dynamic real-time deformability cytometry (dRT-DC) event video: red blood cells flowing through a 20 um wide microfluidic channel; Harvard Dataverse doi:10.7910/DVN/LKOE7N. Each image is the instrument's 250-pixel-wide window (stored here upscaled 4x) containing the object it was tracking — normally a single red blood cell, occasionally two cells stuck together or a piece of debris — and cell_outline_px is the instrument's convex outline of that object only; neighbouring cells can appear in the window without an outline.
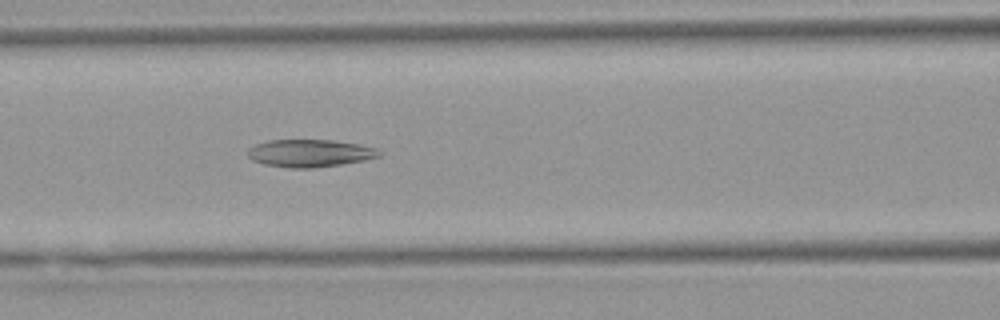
{"species": "Egyptian fruit bat (a non-hibernating species)", "species_latin": "Rousettus aegyptiacus", "temperature_condition": "warm", "stored_images_in_passage": 52, "camera_frame_rate_fps": 3000, "um_per_image_px": 0.085, "animal": {"sex": "female"}, "frame": {"image": 1, "passage_image": 22, "time_ms": 7.0, "image_size_px": [1000, 320], "cell_outline_px": [[384, 152], [380, 156], [364, 160], [340, 164], [312, 168], [292, 168], [264, 164], [252, 160], [248, 156], [248, 148], [256, 144], [268, 140], [332, 140], [360, 144], [376, 148]], "centroid_in_image_um": [26.35, 13.01], "position_along_channel_um": 140.2, "area_um2": 21.1}}
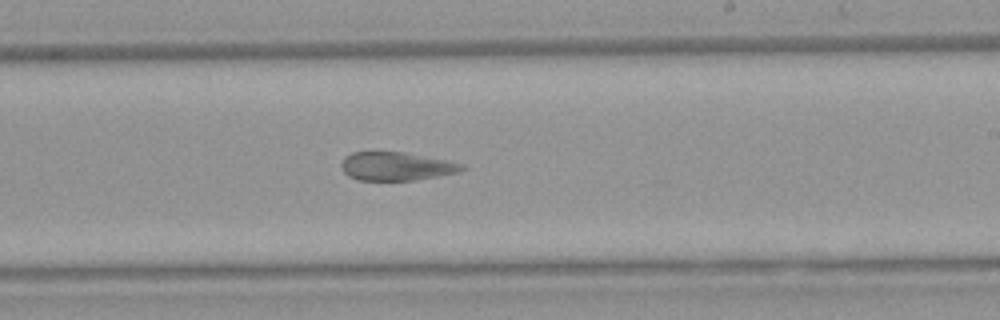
{"frame": {"image": 2, "passage_image": 31, "time_ms": 10.0, "image_size_px": [1000, 320], "cell_outline_px": [[468, 168], [456, 172], [416, 180], [356, 180], [348, 176], [344, 172], [340, 164], [344, 156], [352, 152], [404, 152], [464, 164]], "centroid_in_image_um": [33.63, 14.13], "position_along_channel_um": 255.4, "area_um2": 19.88}}
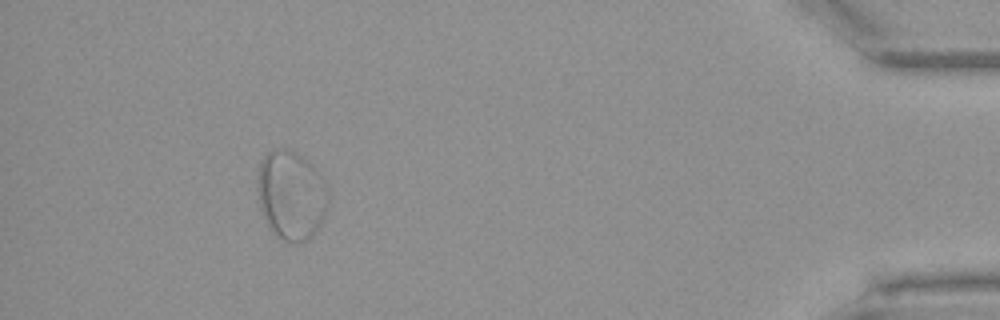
{"frame": {"image": 3, "passage_image": 48, "time_ms": 15.667, "image_size_px": [1000, 320], "cell_outline_px": [[328, 204], [320, 228], [312, 236], [296, 244], [284, 240], [276, 236], [268, 228], [260, 208], [256, 188], [256, 180], [260, 160], [268, 152], [276, 148], [288, 148], [296, 152], [308, 160], [324, 176], [328, 184]], "centroid_in_image_um": [24.76, 16.57], "position_along_channel_um": 410.4, "area_um2": 37.86}, "authors_computed_cell_mechanics": {"area_um2": 26.8481, "velocity_mm_per_s": 3.8601, "shape_relaxation_time_tau1_ms": null, "shape_relaxation_time_tau2_ms": 1.7181, "deformation_change_tau1": null, "deformation_change_tau2": 0.0781}}